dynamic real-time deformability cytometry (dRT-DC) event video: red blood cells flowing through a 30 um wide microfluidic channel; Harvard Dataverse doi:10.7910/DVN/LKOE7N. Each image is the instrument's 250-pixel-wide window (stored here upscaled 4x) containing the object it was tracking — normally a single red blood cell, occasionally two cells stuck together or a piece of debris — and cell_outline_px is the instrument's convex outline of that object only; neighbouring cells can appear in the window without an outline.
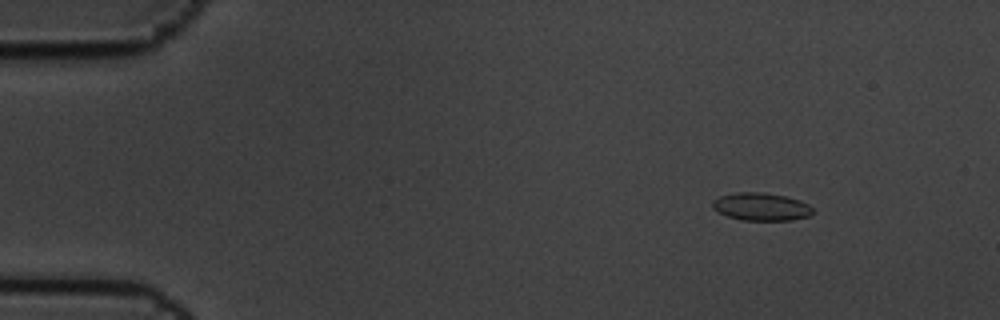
{"species": "common noctule bat (a hibernating species)", "species_latin": "Nyctalus noctula", "temperature_condition": "cold", "stored_images_in_passage": 6, "camera_frame_rate_fps": 3000, "um_per_image_px": 0.085, "animal": {"sex": "male", "body_mass_g": 19.5, "forearm_length_mm": 54.6}, "frame": {"image": 1, "passage_image": 3, "time_ms": 0.667, "image_size_px": [1000, 320], "cell_outline_px": [[812, 212], [808, 216], [792, 220], [740, 220], [728, 216], [712, 208], [712, 200], [720, 196], [736, 192], [764, 192], [784, 196], [800, 200], [808, 204], [812, 208]], "centroid_in_image_um": [64.68, 17.56], "position_along_channel_um": 20.3, "area_um2": 16.18}}
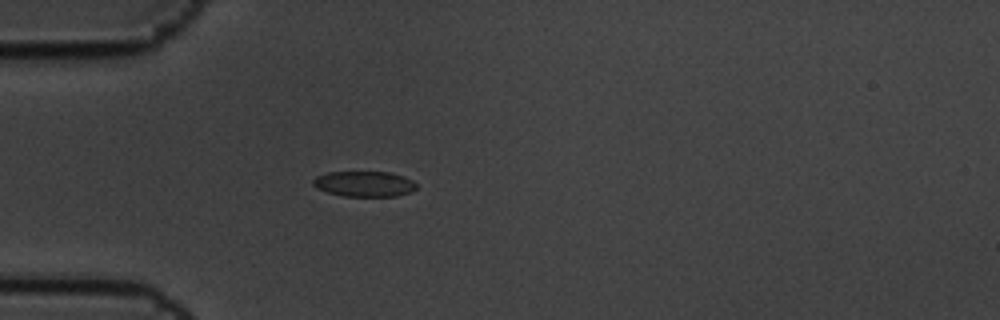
{"frame": {"image": 2, "passage_image": 6, "time_ms": 1.667, "image_size_px": [1000, 320], "cell_outline_px": [[416, 188], [412, 192], [396, 196], [344, 196], [328, 192], [316, 188], [312, 184], [312, 180], [316, 176], [328, 172], [392, 172], [404, 176], [412, 180], [416, 184]], "centroid_in_image_um": [30.97, 15.62], "position_along_channel_um": 54.0, "area_um2": 15.43}}